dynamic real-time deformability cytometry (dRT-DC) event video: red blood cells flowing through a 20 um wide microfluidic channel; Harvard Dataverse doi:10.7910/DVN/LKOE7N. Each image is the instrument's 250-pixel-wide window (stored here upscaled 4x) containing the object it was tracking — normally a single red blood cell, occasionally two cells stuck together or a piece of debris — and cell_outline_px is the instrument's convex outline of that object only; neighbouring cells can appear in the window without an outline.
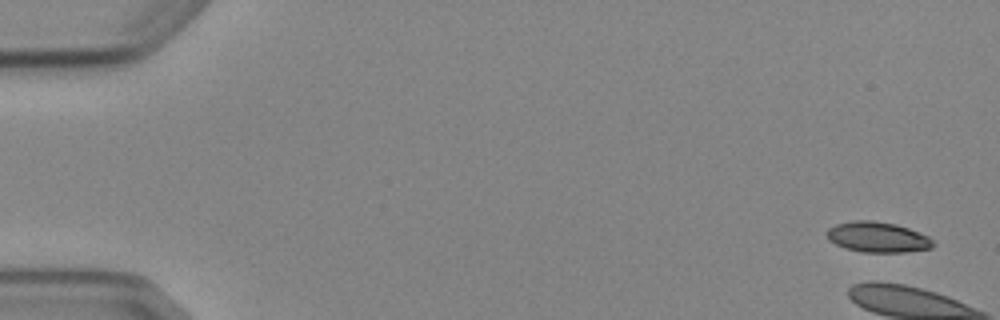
{"species": "Egyptian fruit bat (a non-hibernating species)", "species_latin": "Rousettus aegyptiacus", "temperature_condition": "cold", "stored_images_in_passage": 7, "camera_frame_rate_fps": 3000, "um_per_image_px": 0.085, "animal": {"sex": "female"}, "frame": {"image": 1, "passage_image": 1, "time_ms": 0.0, "image_size_px": [1000, 320], "cell_outline_px": [[936, 244], [932, 248], [904, 252], [860, 252], [844, 248], [828, 240], [828, 228], [836, 224], [852, 220], [872, 220], [896, 224], [908, 228], [928, 236]], "centroid_in_image_um": [74.6, 20.15], "position_along_channel_um": 10.4, "area_um2": 18.9}}
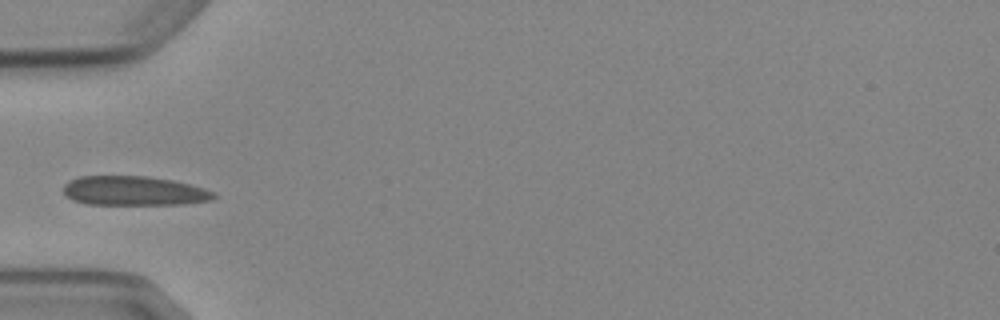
{"frame": {"image": 2, "passage_image": 6, "time_ms": 6.0, "image_size_px": [1000, 320], "cell_outline_px": [[216, 196], [212, 200], [184, 204], [84, 204], [72, 200], [64, 196], [64, 184], [68, 180], [80, 176], [144, 176], [172, 180], [204, 188], [216, 192]], "centroid_in_image_um": [11.36, 16.22], "position_along_channel_um": 73.6, "area_um2": 25.84}}
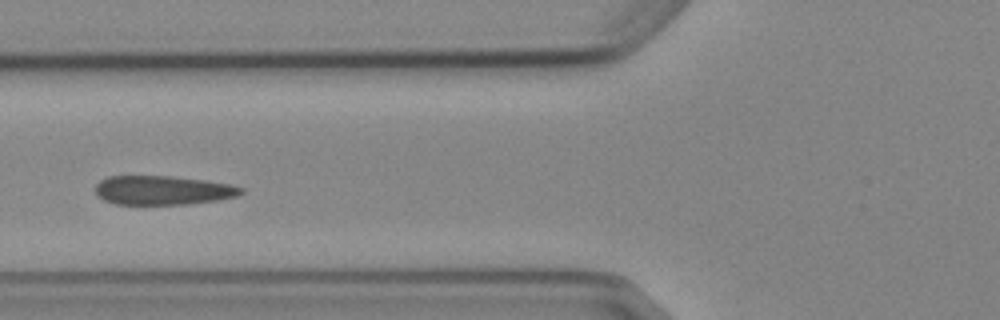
{"frame": {"image": 3, "passage_image": 7, "time_ms": 7.0, "image_size_px": [1000, 320], "cell_outline_px": [[244, 192], [236, 196], [220, 200], [188, 204], [116, 204], [104, 200], [96, 196], [96, 184], [100, 180], [108, 176], [172, 176], [204, 180], [228, 184], [244, 188]], "centroid_in_image_um": [13.83, 16.17], "position_along_channel_um": 112.0, "area_um2": 24.74}}